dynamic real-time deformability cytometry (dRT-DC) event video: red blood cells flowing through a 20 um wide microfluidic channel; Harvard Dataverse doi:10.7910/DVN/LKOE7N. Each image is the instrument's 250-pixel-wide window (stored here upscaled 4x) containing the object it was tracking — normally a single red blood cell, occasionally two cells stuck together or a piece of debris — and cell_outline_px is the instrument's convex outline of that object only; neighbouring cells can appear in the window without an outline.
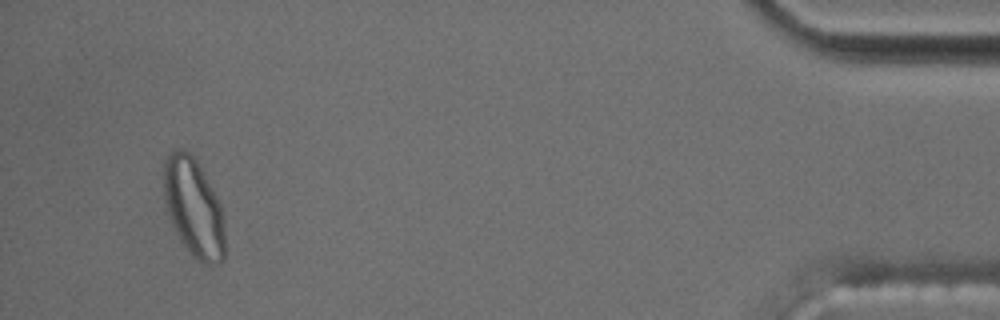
{"species": "common noctule bat (a hibernating species)", "species_latin": "Nyctalus noctula", "temperature_condition": "cold", "stored_images_in_passage": 44, "segment_of_instrument_passage": [2, 2], "camera_frame_rate_fps": 3000, "um_per_image_px": 0.085, "animal": {"sex": "male", "body_mass_g": 17.5, "forearm_length_mm": 52.3}, "frame": {"image": 1, "passage_image": 41, "time_ms": 13.333, "image_size_px": [1000, 320], "cell_outline_px": [[224, 260], [216, 264], [204, 264], [196, 260], [192, 256], [180, 240], [172, 224], [168, 212], [164, 196], [164, 160], [168, 152], [172, 148], [180, 148], [188, 152], [196, 160], [208, 180], [220, 204], [224, 220]], "centroid_in_image_um": [16.46, 17.64], "position_along_channel_um": 418.7, "area_um2": 35.14}}